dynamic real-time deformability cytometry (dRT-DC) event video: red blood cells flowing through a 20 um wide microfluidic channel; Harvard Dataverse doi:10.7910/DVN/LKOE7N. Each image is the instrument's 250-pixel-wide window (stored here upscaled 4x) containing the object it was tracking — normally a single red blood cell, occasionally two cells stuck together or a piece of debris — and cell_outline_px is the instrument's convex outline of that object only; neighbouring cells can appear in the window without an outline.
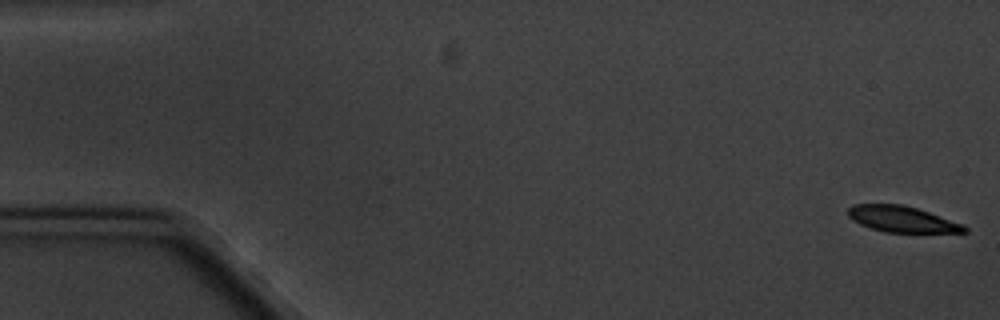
{"species": "common noctule bat (a hibernating species)", "species_latin": "Nyctalus noctula", "temperature_condition": "cold", "stored_images_in_passage": 6, "camera_frame_rate_fps": 3000, "um_per_image_px": 0.085, "animal": {"sex": "male", "body_mass_g": 20.1, "forearm_length_mm": 53.5}, "frame": {"image": 1, "passage_image": 1, "time_ms": 0.0, "image_size_px": [1000, 320], "cell_outline_px": [[968, 232], [884, 232], [860, 224], [852, 220], [848, 216], [848, 208], [852, 204], [900, 204], [916, 208], [964, 224], [968, 228]], "centroid_in_image_um": [76.66, 18.62], "position_along_channel_um": 8.3, "area_um2": 17.51}}
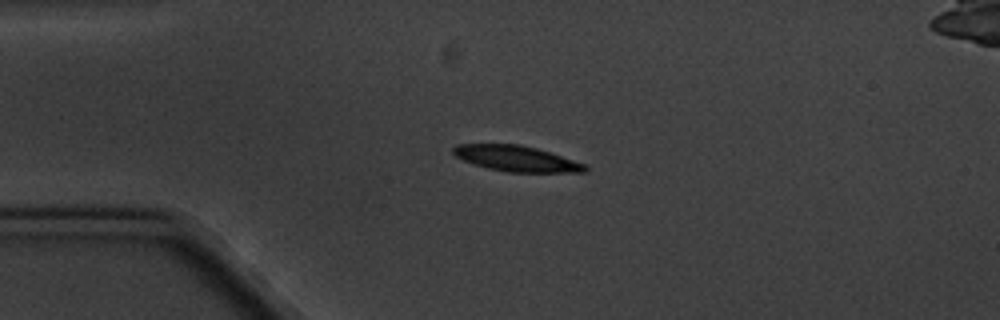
{"frame": {"image": 2, "passage_image": 4, "time_ms": 4.333, "image_size_px": [1000, 320], "cell_outline_px": [[588, 172], [508, 172], [488, 168], [464, 160], [456, 156], [452, 152], [452, 148], [456, 144], [520, 144], [536, 148], [584, 164], [588, 168]], "centroid_in_image_um": [43.87, 13.47], "position_along_channel_um": 41.1, "area_um2": 19.42}}